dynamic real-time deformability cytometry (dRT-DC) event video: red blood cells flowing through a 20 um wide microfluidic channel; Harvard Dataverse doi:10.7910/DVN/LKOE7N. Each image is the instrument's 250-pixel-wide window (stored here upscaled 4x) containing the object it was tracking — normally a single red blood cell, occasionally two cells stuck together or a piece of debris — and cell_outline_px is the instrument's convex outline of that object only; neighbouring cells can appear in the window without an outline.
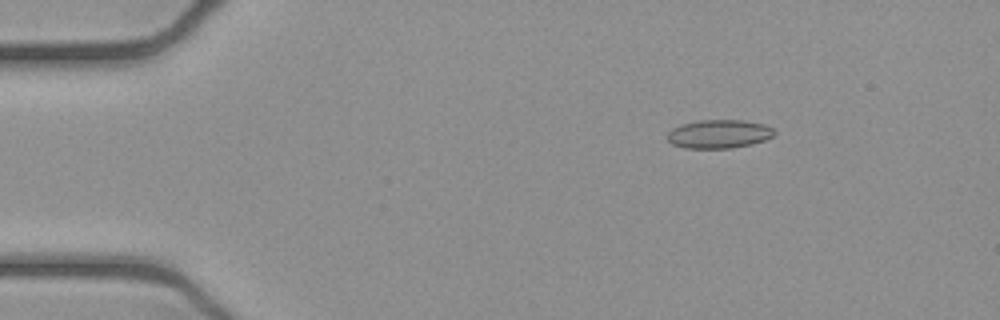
{"species": "common noctule bat (a hibernating species)", "species_latin": "Nyctalus noctula", "temperature_condition": "cold", "stored_images_in_passage": 53, "camera_frame_rate_fps": 3000, "um_per_image_px": 0.085, "animal": {"sex": "female", "body_mass_g": 21.9}, "frame": {"image": 1, "passage_image": 8, "time_ms": 2.333, "image_size_px": [1000, 320], "cell_outline_px": [[776, 132], [772, 136], [764, 140], [752, 144], [732, 148], [684, 148], [672, 144], [668, 140], [668, 132], [672, 128], [680, 124], [700, 120], [740, 120], [764, 124], [772, 128]], "centroid_in_image_um": [61.09, 11.39], "position_along_channel_um": 23.9, "area_um2": 17.8}}
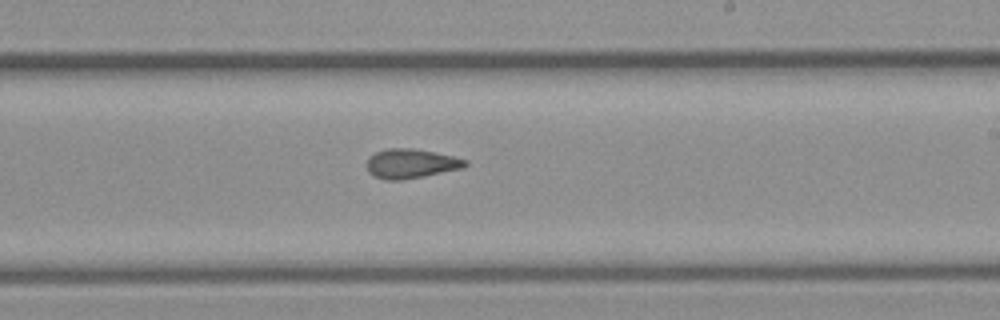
{"frame": {"image": 2, "passage_image": 31, "time_ms": 10.0, "image_size_px": [1000, 320], "cell_outline_px": [[468, 164], [464, 168], [404, 180], [384, 180], [368, 172], [364, 164], [368, 156], [376, 152], [388, 148], [412, 148], [452, 156], [468, 160]], "centroid_in_image_um": [34.89, 13.91], "position_along_channel_um": 254.1, "area_um2": 17.05}}
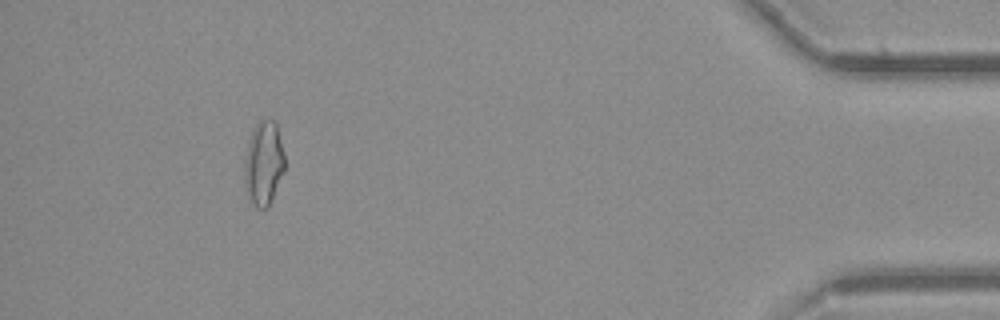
{"frame": {"image": 3, "passage_image": 48, "time_ms": 15.667, "image_size_px": [1000, 320], "cell_outline_px": [[284, 172], [268, 208], [256, 208], [252, 204], [248, 196], [244, 184], [244, 164], [248, 144], [252, 128], [260, 120], [276, 120], [284, 152]], "centroid_in_image_um": [22.41, 13.88], "position_along_channel_um": 412.8, "area_um2": 19.94}}